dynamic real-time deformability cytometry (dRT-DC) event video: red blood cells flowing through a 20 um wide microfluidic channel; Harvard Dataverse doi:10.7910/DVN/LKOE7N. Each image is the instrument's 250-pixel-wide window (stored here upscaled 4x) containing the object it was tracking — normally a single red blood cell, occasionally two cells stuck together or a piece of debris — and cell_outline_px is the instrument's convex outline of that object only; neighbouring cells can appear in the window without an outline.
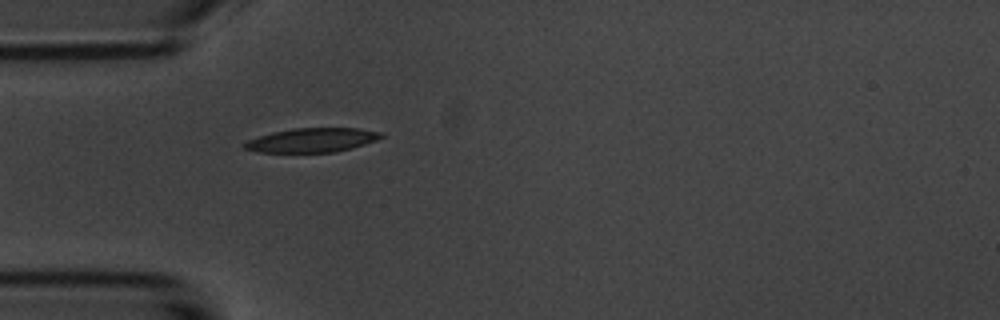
{"species": "common noctule bat (a hibernating species)", "species_latin": "Nyctalus noctula", "temperature_condition": "room temperature", "stored_images_in_passage": 1, "camera_frame_rate_fps": 3000, "um_per_image_px": 0.085, "animal": {"sex": "male", "body_mass_g": 20.1, "forearm_length_mm": 53.5}, "frame": {"image": 1, "passage_image": 1, "time_ms": 0.0, "image_size_px": [1000, 320], "cell_outline_px": [[384, 136], [376, 140], [352, 148], [336, 152], [256, 152], [244, 148], [240, 144], [248, 140], [272, 132], [292, 128], [356, 128], [380, 132]], "centroid_in_image_um": [26.48, 11.91], "position_along_channel_um": 58.5, "area_um2": 19.19}}